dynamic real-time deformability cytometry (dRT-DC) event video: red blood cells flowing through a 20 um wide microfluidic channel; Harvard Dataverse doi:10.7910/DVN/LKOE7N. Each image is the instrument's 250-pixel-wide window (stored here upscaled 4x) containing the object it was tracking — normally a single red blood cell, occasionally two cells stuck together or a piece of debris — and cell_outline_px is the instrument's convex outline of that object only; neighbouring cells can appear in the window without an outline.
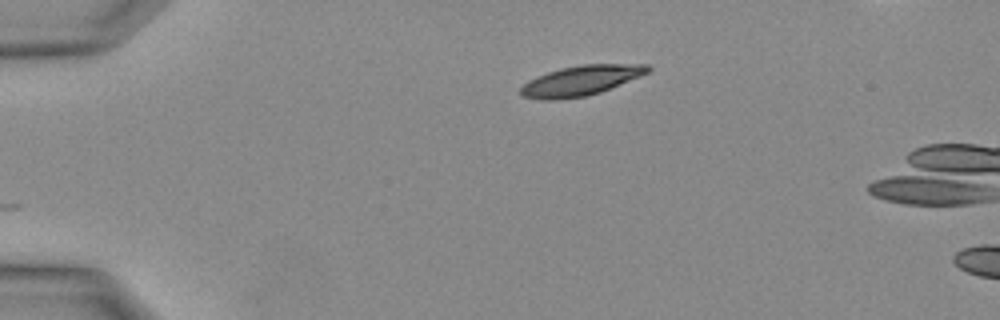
{"species": "Egyptian fruit bat (a non-hibernating species)", "species_latin": "Rousettus aegyptiacus", "temperature_condition": "warm", "stored_images_in_passage": 4, "camera_frame_rate_fps": 3000, "um_per_image_px": 0.085, "animal": {"sex": "female"}, "frame": {"image": 1, "passage_image": 1, "time_ms": 0.0, "image_size_px": [1000, 320], "cell_outline_px": [[652, 68], [648, 72], [640, 76], [600, 92], [584, 96], [556, 100], [540, 100], [524, 96], [520, 92], [520, 88], [528, 80], [536, 76], [560, 68], [580, 64], [648, 64]], "centroid_in_image_um": [49.36, 6.84], "position_along_channel_um": 35.6, "area_um2": 22.14}}